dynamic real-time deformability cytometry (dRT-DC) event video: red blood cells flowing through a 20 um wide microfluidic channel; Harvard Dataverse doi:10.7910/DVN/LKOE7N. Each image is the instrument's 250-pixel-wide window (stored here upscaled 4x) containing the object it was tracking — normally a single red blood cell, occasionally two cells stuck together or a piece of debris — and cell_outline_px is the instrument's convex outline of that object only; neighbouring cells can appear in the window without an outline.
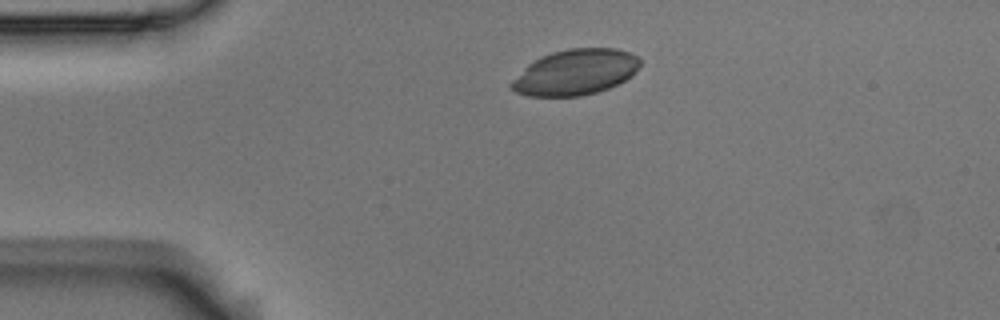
{"species": "Egyptian fruit bat (a non-hibernating species)", "species_latin": "Rousettus aegyptiacus", "temperature_condition": "room temperature", "stored_images_in_passage": 46, "camera_frame_rate_fps": 3000, "um_per_image_px": 0.085, "animal": {"sex": "male"}, "frame": {"image": 1, "passage_image": 1, "time_ms": 0.0, "image_size_px": [1000, 320], "cell_outline_px": [[640, 64], [632, 76], [608, 88], [596, 92], [580, 96], [528, 96], [516, 92], [508, 84], [528, 64], [540, 56], [552, 52], [568, 48], [616, 48], [628, 52], [636, 56], [640, 60]], "centroid_in_image_um": [48.89, 6.13], "position_along_channel_um": 36.1, "area_um2": 34.1}}
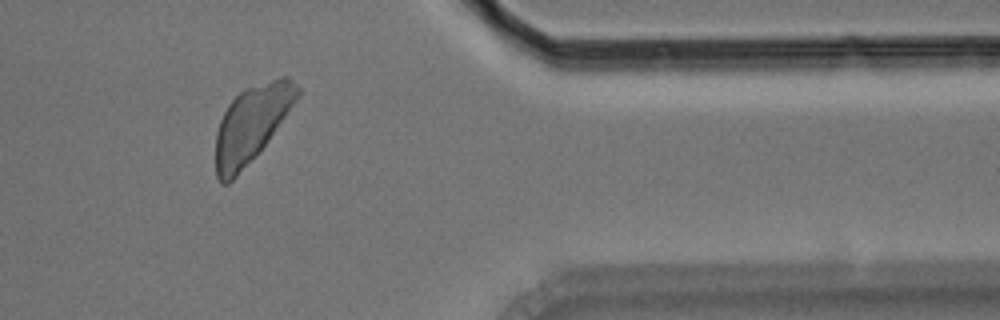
{"frame": {"image": 2, "passage_image": 36, "time_ms": 11.667, "image_size_px": [1000, 320], "cell_outline_px": [[300, 96], [268, 140], [236, 176], [228, 184], [220, 184], [216, 176], [216, 132], [220, 120], [228, 104], [240, 92], [248, 88], [280, 76], [288, 76], [300, 88]], "centroid_in_image_um": [21.38, 10.52], "position_along_channel_um": 390.0, "area_um2": 35.78}}